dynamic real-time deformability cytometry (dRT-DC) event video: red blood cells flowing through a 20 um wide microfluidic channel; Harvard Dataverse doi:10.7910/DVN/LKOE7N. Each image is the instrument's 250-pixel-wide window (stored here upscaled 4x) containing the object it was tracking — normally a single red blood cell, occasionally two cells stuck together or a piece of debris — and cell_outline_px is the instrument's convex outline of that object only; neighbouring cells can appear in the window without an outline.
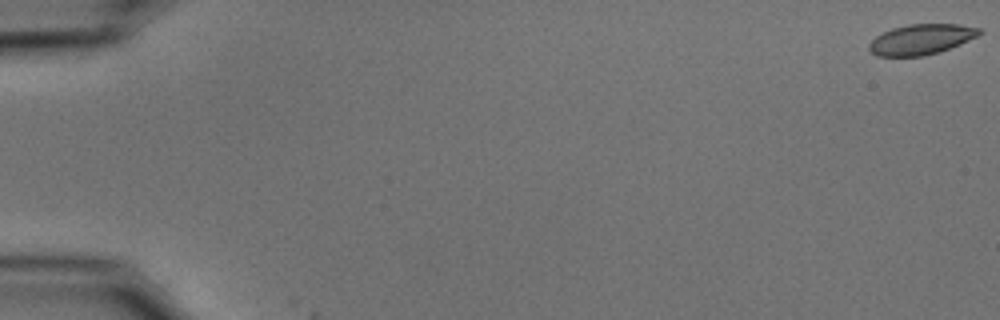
{"species": "common noctule bat (a hibernating species)", "species_latin": "Nyctalus noctula", "temperature_condition": "cold", "stored_images_in_passage": 2, "camera_frame_rate_fps": 3000, "um_per_image_px": 0.085, "animal": {"sex": "male", "body_mass_g": 15.6}, "frame": {"image": 1, "passage_image": 1, "time_ms": 0.0, "image_size_px": [1000, 320], "cell_outline_px": [[984, 32], [960, 44], [940, 52], [924, 56], [876, 56], [868, 48], [868, 44], [876, 36], [892, 28], [908, 24], [960, 24], [980, 28]], "centroid_in_image_um": [78.3, 3.34], "position_along_channel_um": 6.7, "area_um2": 19.54}}